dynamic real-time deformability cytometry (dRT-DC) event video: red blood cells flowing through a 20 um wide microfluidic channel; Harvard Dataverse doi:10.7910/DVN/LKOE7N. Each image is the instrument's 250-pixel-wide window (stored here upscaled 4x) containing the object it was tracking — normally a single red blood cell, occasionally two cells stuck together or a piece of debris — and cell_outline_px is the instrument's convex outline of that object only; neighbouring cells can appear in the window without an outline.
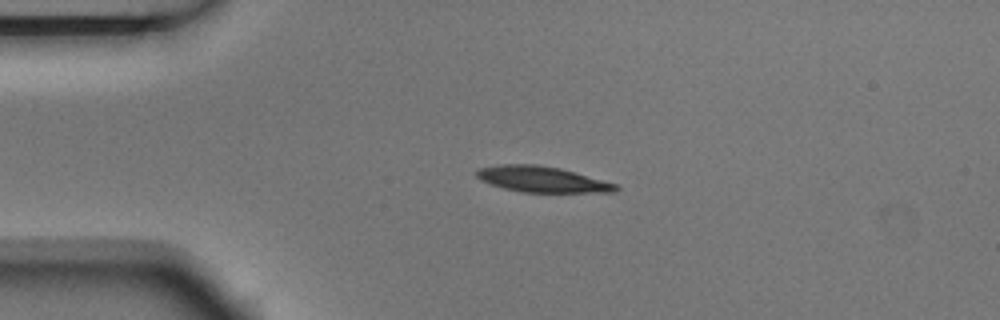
{"species": "Egyptian fruit bat (a non-hibernating species)", "species_latin": "Rousettus aegyptiacus", "temperature_condition": "room temperature", "stored_images_in_passage": 3, "camera_frame_rate_fps": 3000, "um_per_image_px": 0.085, "animal": {"sex": "male"}, "frame": {"image": 1, "passage_image": 2, "time_ms": 0.333, "image_size_px": [1000, 320], "cell_outline_px": [[620, 188], [616, 192], [520, 192], [504, 188], [480, 180], [476, 176], [476, 172], [480, 168], [500, 164], [536, 164], [560, 168], [616, 184]], "centroid_in_image_um": [46.06, 15.24], "position_along_channel_um": 38.9, "area_um2": 20.75}}